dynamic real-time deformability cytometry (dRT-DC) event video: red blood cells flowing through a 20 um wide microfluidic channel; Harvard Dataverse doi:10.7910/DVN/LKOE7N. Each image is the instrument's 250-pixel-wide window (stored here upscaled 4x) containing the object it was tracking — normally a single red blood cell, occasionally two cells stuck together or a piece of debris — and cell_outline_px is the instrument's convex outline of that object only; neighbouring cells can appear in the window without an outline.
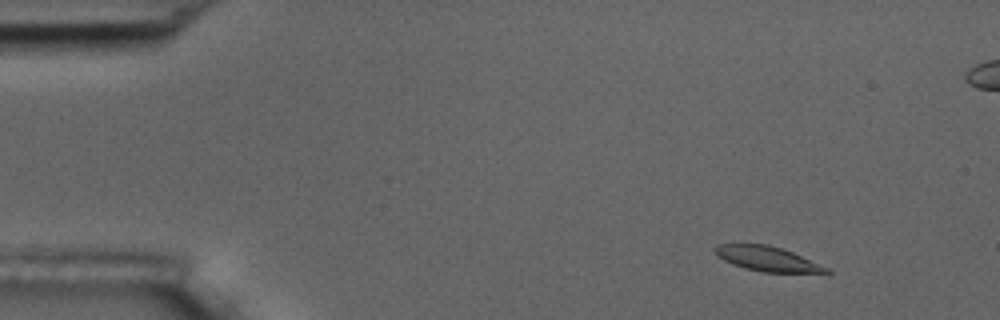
{"species": "common noctule bat (a hibernating species)", "species_latin": "Nyctalus noctula", "temperature_condition": "room temperature", "stored_images_in_passage": 5, "camera_frame_rate_fps": 3000, "um_per_image_px": 0.085, "animal": {"sex": "male", "body_mass_g": 17.5, "forearm_length_mm": 52.3}, "frame": {"image": 1, "passage_image": 2, "time_ms": 1.333, "image_size_px": [1000, 320], "cell_outline_px": [[832, 272], [828, 276], [760, 272], [744, 268], [732, 264], [716, 256], [712, 248], [716, 244], [732, 240], [768, 244], [792, 252], [828, 268]], "centroid_in_image_um": [65.22, 22.0], "position_along_channel_um": 19.8, "area_um2": 17.69}}